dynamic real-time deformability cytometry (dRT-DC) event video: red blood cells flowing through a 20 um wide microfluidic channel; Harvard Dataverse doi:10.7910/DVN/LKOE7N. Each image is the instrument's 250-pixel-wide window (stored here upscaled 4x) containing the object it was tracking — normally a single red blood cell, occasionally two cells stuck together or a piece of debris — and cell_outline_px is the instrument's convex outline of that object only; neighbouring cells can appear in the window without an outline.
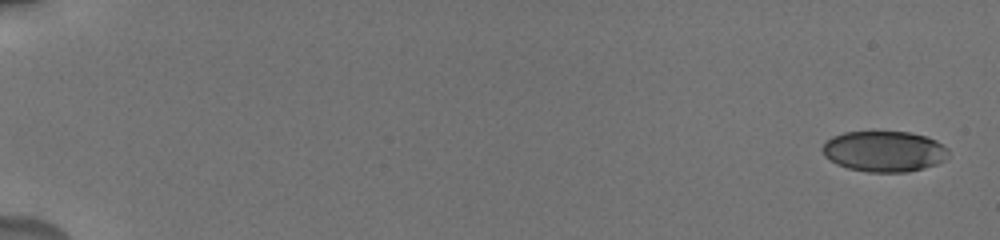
{"species": "human", "species_latin": "Homo sapiens", "temperature_condition": "cold", "stored_images_in_passage": 29, "camera_frame_rate_fps": 3000, "um_per_image_px": 0.085, "donor": {"sex": "male"}, "frame": {"image": 1, "passage_image": 1, "time_ms": 0.0, "image_size_px": [1000, 240], "cell_outline_px": [[948, 156], [944, 160], [936, 164], [924, 168], [908, 172], [868, 172], [848, 168], [836, 164], [824, 156], [820, 148], [832, 136], [844, 132], [908, 132], [924, 136], [936, 140], [948, 148]], "centroid_in_image_um": [75.14, 12.87], "position_along_channel_um": 9.9, "area_um2": 30.0}}
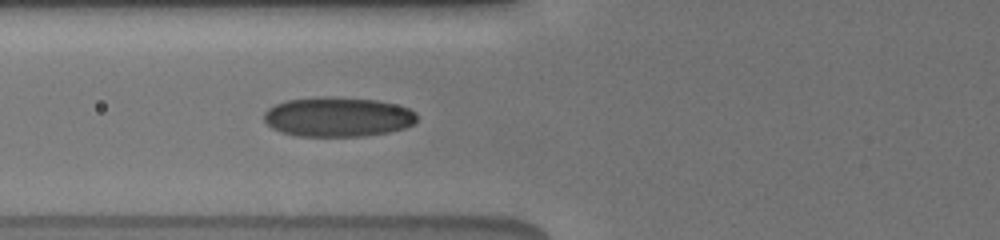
{"frame": {"image": 2, "passage_image": 16, "time_ms": 7.333, "image_size_px": [1000, 240], "cell_outline_px": [[416, 120], [412, 124], [404, 128], [388, 132], [360, 136], [296, 136], [280, 132], [272, 128], [264, 120], [264, 112], [268, 108], [276, 104], [288, 100], [324, 96], [328, 96], [376, 100], [396, 104], [408, 108], [416, 112]], "centroid_in_image_um": [28.69, 9.93], "position_along_channel_um": 97.1, "area_um2": 35.32}}
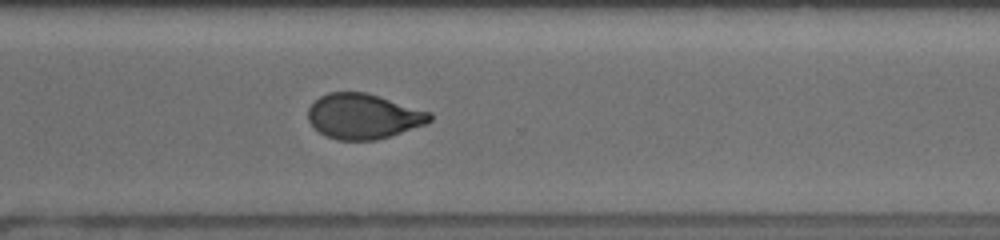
{"frame": {"image": 3, "passage_image": 29, "time_ms": 13.667, "image_size_px": [1000, 240], "cell_outline_px": [[432, 120], [428, 124], [376, 140], [336, 140], [324, 136], [308, 120], [308, 108], [320, 96], [328, 92], [364, 92], [432, 112]], "centroid_in_image_um": [30.9, 9.89], "position_along_channel_um": 339.7, "area_um2": 32.02}}